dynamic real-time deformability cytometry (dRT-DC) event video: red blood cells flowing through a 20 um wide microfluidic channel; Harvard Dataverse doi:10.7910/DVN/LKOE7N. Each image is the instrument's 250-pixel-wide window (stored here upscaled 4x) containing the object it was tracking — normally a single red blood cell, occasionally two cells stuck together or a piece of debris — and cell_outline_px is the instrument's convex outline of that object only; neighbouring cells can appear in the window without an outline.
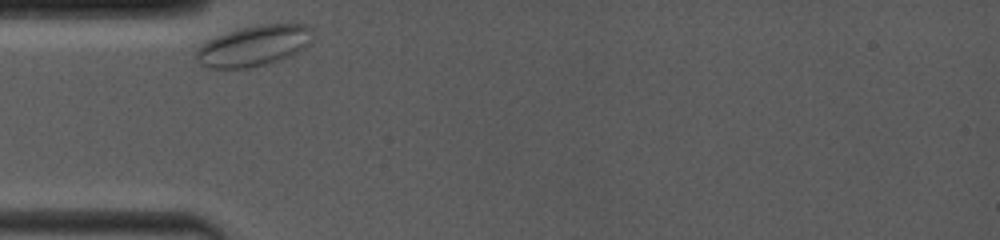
{"species": "common noctule bat (a hibernating species)", "species_latin": "Nyctalus noctula", "temperature_condition": "room temperature", "stored_images_in_passage": 7, "camera_frame_rate_fps": 4000, "um_per_image_px": 0.085, "animal": {"sex": "female", "body_mass_g": 19.0, "forearm_length_mm": 53.3}, "frame": {"image": 1, "passage_image": 1, "time_ms": 0.0, "image_size_px": [1000, 240], "cell_outline_px": [[312, 28], [304, 44], [296, 52], [288, 56], [264, 64], [248, 68], [212, 68], [196, 60], [192, 56], [196, 48], [200, 44], [216, 36], [240, 28], [264, 24], [308, 24]], "centroid_in_image_um": [21.45, 3.89], "position_along_channel_um": 63.6, "area_um2": 26.88}}
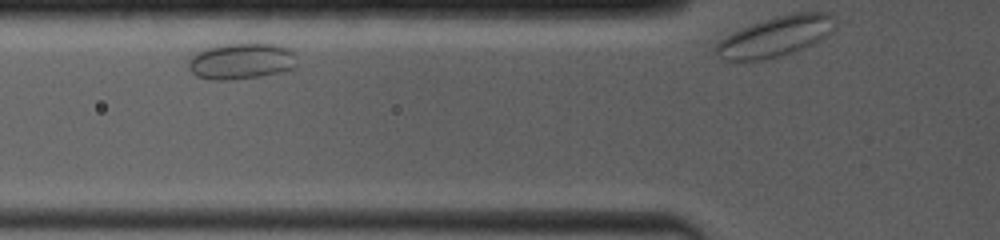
{"frame": {"image": 2, "passage_image": 4, "time_ms": 1.25, "image_size_px": [1000, 240], "cell_outline_px": [[296, 68], [280, 72], [260, 76], [232, 80], [216, 80], [196, 76], [188, 68], [188, 60], [192, 56], [204, 48], [224, 44], [280, 44], [292, 48], [296, 56]], "centroid_in_image_um": [20.55, 5.19], "position_along_channel_um": 105.3, "area_um2": 23.12}}